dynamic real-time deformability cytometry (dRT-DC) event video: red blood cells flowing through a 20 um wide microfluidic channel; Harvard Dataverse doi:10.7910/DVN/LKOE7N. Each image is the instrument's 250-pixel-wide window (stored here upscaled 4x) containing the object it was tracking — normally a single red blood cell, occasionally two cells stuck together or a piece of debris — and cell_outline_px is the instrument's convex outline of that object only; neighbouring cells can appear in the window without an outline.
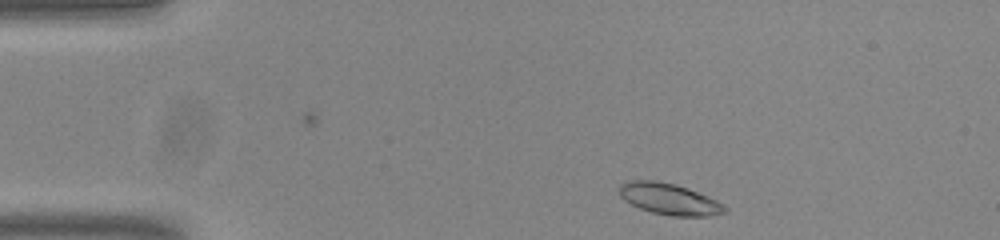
{"species": "common noctule bat (a hibernating species)", "species_latin": "Nyctalus noctula", "temperature_condition": "room temperature", "stored_images_in_passage": 29, "camera_frame_rate_fps": 3000, "um_per_image_px": 0.085, "animal": {"sex": "male", "body_mass_g": 20.0, "forearm_length_mm": 53.3}, "frame": {"image": 1, "passage_image": 2, "time_ms": 0.333, "image_size_px": [1000, 240], "cell_outline_px": [[728, 212], [708, 216], [672, 216], [652, 212], [640, 208], [624, 200], [620, 196], [620, 184], [624, 180], [656, 180], [676, 184], [688, 188], [708, 196], [724, 204], [728, 208]], "centroid_in_image_um": [56.9, 16.91], "position_along_channel_um": 28.1, "area_um2": 19.42}}
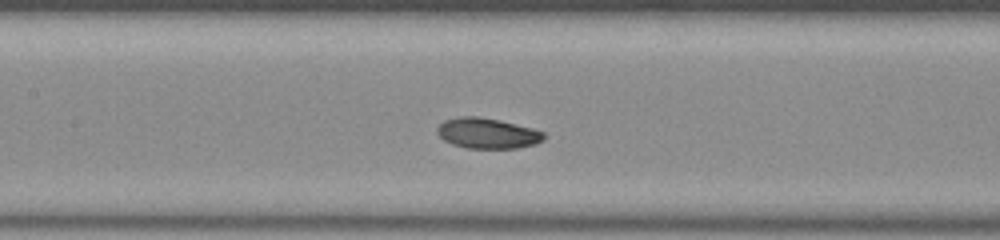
{"frame": {"image": 2, "passage_image": 18, "time_ms": 5.667, "image_size_px": [1000, 240], "cell_outline_px": [[548, 136], [544, 140], [536, 144], [516, 148], [464, 148], [452, 144], [444, 140], [436, 132], [436, 128], [444, 120], [460, 116], [476, 116], [500, 120], [532, 128], [544, 132]], "centroid_in_image_um": [41.44, 11.33], "position_along_channel_um": 166.0, "area_um2": 19.13}}
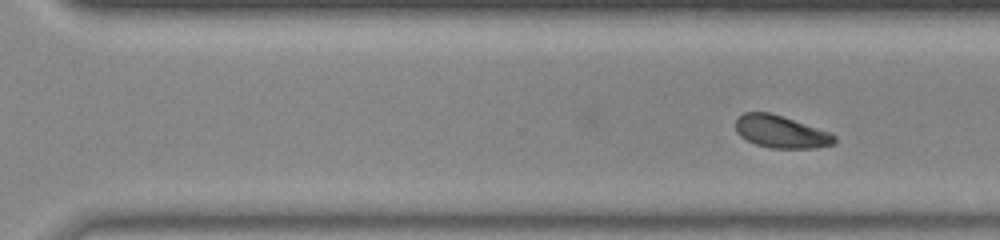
{"frame": {"image": 3, "passage_image": 29, "time_ms": 9.333, "image_size_px": [1000, 240], "cell_outline_px": [[836, 144], [816, 148], [772, 148], [756, 144], [740, 136], [736, 132], [736, 120], [744, 112], [768, 112], [832, 132], [836, 136]], "centroid_in_image_um": [66.42, 11.21], "position_along_channel_um": 304.2, "area_um2": 18.67}}